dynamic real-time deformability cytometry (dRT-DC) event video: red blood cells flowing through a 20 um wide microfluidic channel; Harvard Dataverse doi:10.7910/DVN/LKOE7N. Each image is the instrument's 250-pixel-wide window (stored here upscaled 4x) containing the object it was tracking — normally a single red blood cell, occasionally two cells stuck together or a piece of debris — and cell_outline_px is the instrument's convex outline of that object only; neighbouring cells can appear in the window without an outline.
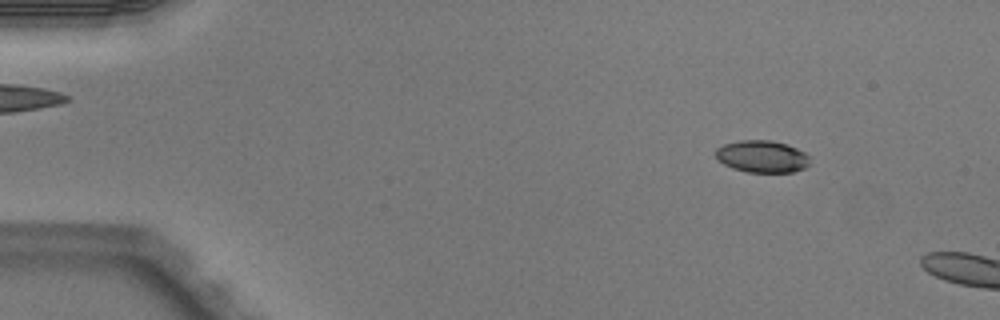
{"species": "Egyptian fruit bat (a non-hibernating species)", "species_latin": "Rousettus aegyptiacus", "temperature_condition": "warm", "stored_images_in_passage": 3, "camera_frame_rate_fps": 3000, "um_per_image_px": 0.085, "animal": {"sex": "male"}, "frame": {"image": 1, "passage_image": 1, "time_ms": 0.0, "image_size_px": [1000, 320], "cell_outline_px": [[808, 164], [804, 168], [792, 172], [748, 172], [732, 168], [716, 160], [716, 148], [724, 144], [740, 140], [772, 140], [796, 148], [804, 152], [808, 156]], "centroid_in_image_um": [64.73, 13.3], "position_along_channel_um": 20.3, "area_um2": 17.51}}